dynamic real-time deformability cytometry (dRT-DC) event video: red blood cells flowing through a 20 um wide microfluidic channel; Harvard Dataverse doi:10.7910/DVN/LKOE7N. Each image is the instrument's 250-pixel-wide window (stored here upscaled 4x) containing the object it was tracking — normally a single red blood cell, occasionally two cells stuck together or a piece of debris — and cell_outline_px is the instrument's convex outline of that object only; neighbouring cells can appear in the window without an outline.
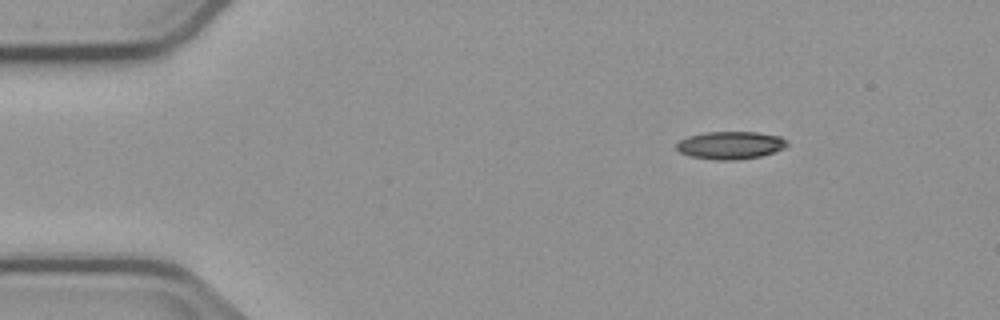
{"species": "common noctule bat (a hibernating species)", "species_latin": "Nyctalus noctula", "temperature_condition": "cold", "stored_images_in_passage": 4, "camera_frame_rate_fps": 3000, "um_per_image_px": 0.085, "animal": {"sex": "male", "body_mass_g": 23.1, "forearm_length_mm": 52.7}, "frame": {"image": 1, "passage_image": 1, "time_ms": 0.0, "image_size_px": [1000, 320], "cell_outline_px": [[788, 144], [784, 148], [776, 152], [760, 156], [736, 160], [716, 160], [688, 156], [680, 152], [676, 148], [676, 144], [680, 140], [688, 136], [704, 132], [756, 132], [780, 136], [788, 140]], "centroid_in_image_um": [62.1, 12.34], "position_along_channel_um": 22.9, "area_um2": 18.03}}
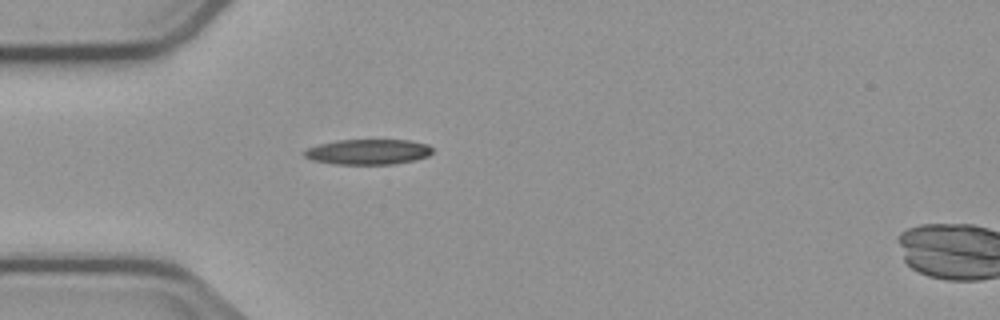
{"frame": {"image": 2, "passage_image": 3, "time_ms": 2.667, "image_size_px": [1000, 320], "cell_outline_px": [[432, 152], [428, 156], [416, 160], [392, 164], [332, 164], [312, 160], [304, 156], [304, 152], [308, 148], [320, 144], [336, 140], [408, 140], [428, 144], [432, 148]], "centroid_in_image_um": [31.3, 12.91], "position_along_channel_um": 53.7, "area_um2": 18.9}}